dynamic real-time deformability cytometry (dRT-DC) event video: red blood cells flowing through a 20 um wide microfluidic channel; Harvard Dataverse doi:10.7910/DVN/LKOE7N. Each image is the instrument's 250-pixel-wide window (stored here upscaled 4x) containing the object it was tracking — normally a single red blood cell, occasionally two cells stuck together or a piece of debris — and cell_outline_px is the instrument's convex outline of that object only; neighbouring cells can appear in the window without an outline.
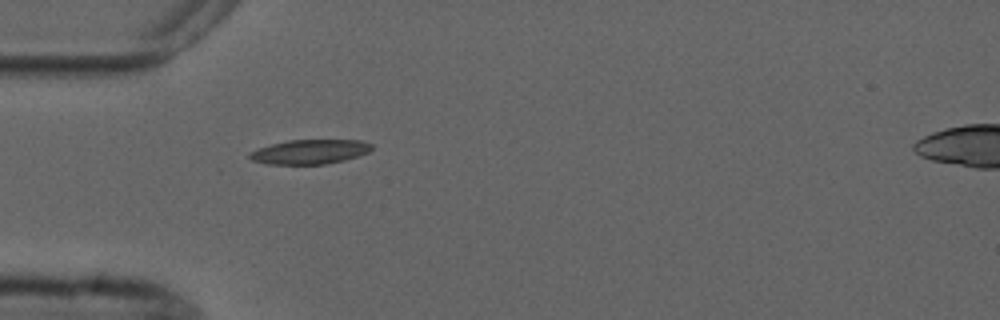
{"species": "common noctule bat (a hibernating species)", "species_latin": "Nyctalus noctula", "temperature_condition": "cold", "stored_images_in_passage": 1, "camera_frame_rate_fps": 3000, "um_per_image_px": 0.085, "animal": {"sex": "male", "forearm_length_mm": 52.5}, "frame": {"image": 1, "passage_image": 1, "time_ms": 0.0, "image_size_px": [1000, 320], "cell_outline_px": [[372, 148], [368, 152], [344, 160], [324, 164], [268, 164], [252, 160], [248, 156], [248, 152], [272, 144], [288, 140], [360, 140], [372, 144]], "centroid_in_image_um": [26.32, 12.9], "position_along_channel_um": 58.7, "area_um2": 17.22}}